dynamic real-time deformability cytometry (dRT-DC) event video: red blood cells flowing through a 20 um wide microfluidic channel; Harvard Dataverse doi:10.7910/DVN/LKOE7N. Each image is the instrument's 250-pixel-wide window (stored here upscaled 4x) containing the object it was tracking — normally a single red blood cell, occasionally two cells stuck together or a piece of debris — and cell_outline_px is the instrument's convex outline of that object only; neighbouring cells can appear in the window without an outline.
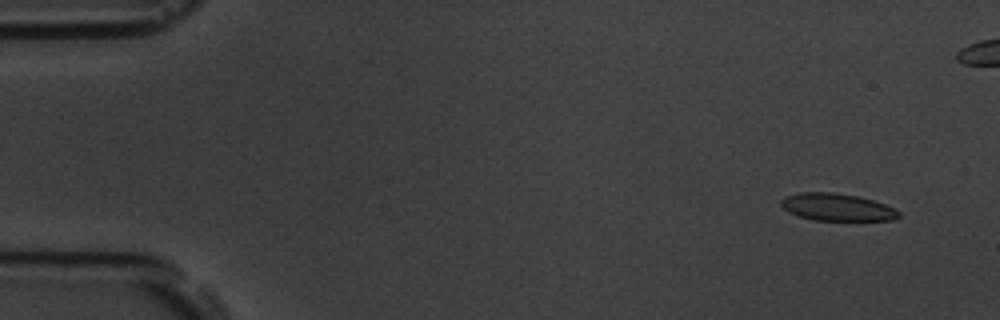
{"species": "common noctule bat (a hibernating species)", "species_latin": "Nyctalus noctula", "temperature_condition": "room temperature", "stored_images_in_passage": 5, "camera_frame_rate_fps": 3000, "um_per_image_px": 0.085, "animal": {"sex": "male", "body_mass_g": 19.5, "forearm_length_mm": 54.6}, "frame": {"image": 1, "passage_image": 1, "time_ms": 0.0, "image_size_px": [1000, 320], "cell_outline_px": [[900, 216], [896, 220], [816, 220], [800, 216], [788, 212], [780, 204], [780, 200], [784, 196], [800, 192], [832, 192], [860, 196], [896, 208], [900, 212]], "centroid_in_image_um": [71.16, 17.6], "position_along_channel_um": 13.8, "area_um2": 18.84}}